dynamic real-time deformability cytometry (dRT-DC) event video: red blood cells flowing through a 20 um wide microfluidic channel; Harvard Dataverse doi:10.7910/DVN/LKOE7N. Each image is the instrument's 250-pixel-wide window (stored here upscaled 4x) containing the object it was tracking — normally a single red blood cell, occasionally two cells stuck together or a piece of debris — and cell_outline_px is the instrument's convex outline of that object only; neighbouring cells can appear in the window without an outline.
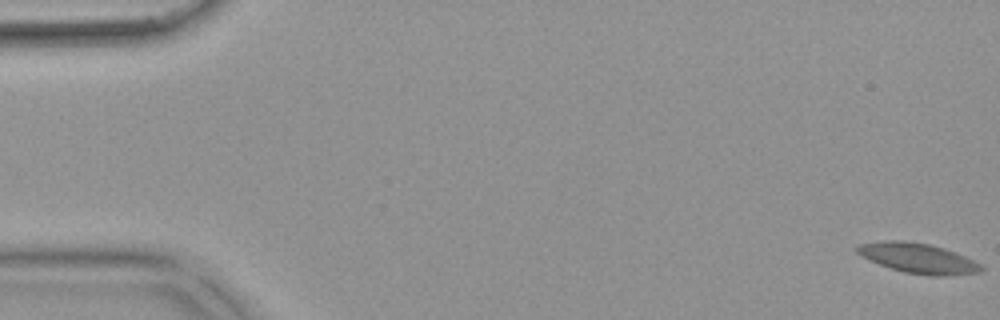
{"species": "common noctule bat (a hibernating species)", "species_latin": "Nyctalus noctula", "temperature_condition": "warm", "stored_images_in_passage": 57, "camera_frame_rate_fps": 3000, "um_per_image_px": 0.085, "animal": {"sex": "female", "body_mass_g": 18.4}, "frame": {"image": 1, "passage_image": 1, "time_ms": 0.0, "image_size_px": [1000, 320], "cell_outline_px": [[984, 268], [980, 272], [948, 276], [928, 276], [904, 272], [880, 264], [856, 252], [856, 248], [860, 244], [884, 240], [904, 240], [928, 244], [944, 248], [956, 252], [980, 264]], "centroid_in_image_um": [78.07, 21.95], "position_along_channel_um": 6.9, "area_um2": 21.5}}
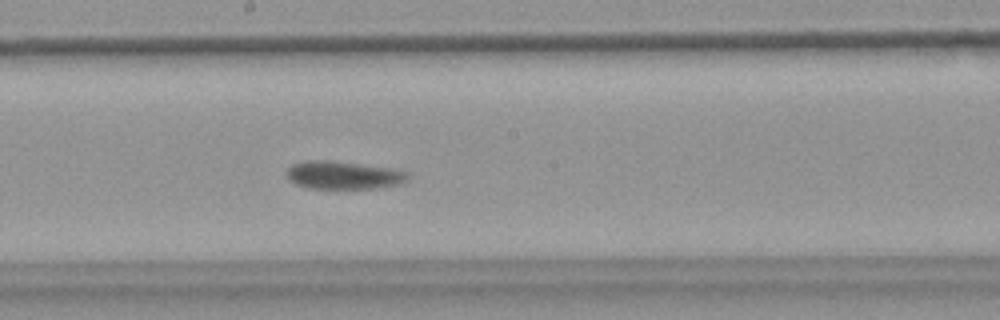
{"frame": {"image": 2, "passage_image": 31, "time_ms": 10.0, "image_size_px": [1000, 320], "cell_outline_px": [[412, 176], [404, 184], [380, 188], [308, 188], [296, 184], [288, 180], [288, 168], [292, 164], [304, 160], [324, 160], [392, 168], [408, 172]], "centroid_in_image_um": [29.26, 14.9], "position_along_channel_um": 218.9, "area_um2": 19.88}}
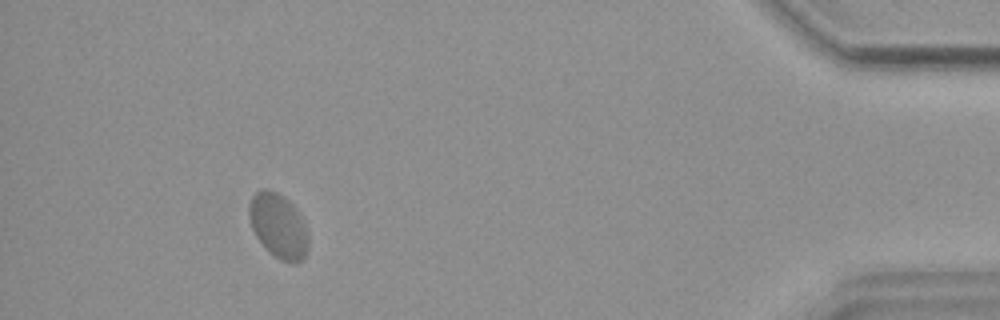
{"frame": {"image": 3, "passage_image": 52, "time_ms": 17.0, "image_size_px": [1000, 320], "cell_outline_px": [[308, 248], [304, 256], [296, 264], [292, 264], [280, 260], [256, 236], [252, 228], [248, 216], [248, 204], [252, 196], [256, 192], [264, 188], [268, 188], [276, 192], [288, 200], [292, 204], [304, 224], [308, 232]], "centroid_in_image_um": [23.65, 19.18], "position_along_channel_um": 411.5, "area_um2": 22.02}}